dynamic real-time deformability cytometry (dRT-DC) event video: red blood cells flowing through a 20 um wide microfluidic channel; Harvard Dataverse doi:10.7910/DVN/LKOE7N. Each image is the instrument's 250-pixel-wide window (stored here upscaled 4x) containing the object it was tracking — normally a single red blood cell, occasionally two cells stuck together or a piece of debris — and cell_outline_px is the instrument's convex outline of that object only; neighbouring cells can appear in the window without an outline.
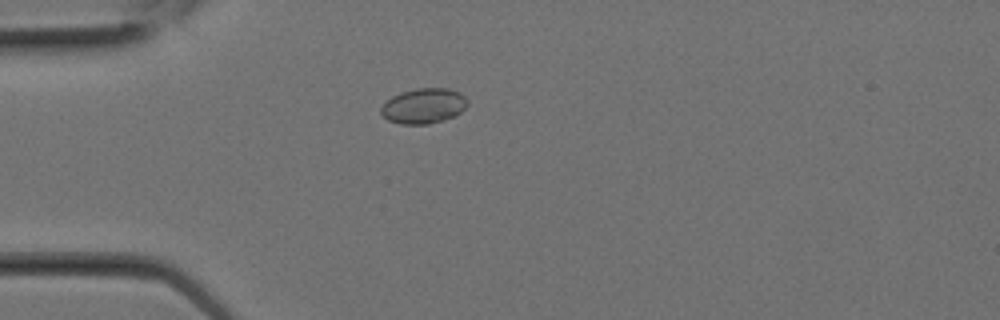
{"species": "Egyptian fruit bat (a non-hibernating species)", "species_latin": "Rousettus aegyptiacus", "temperature_condition": "room temperature", "stored_images_in_passage": 2, "camera_frame_rate_fps": 3000, "um_per_image_px": 0.085, "animal": {"sex": "female"}, "frame": {"image": 1, "passage_image": 2, "time_ms": 0.333, "image_size_px": [1000, 320], "cell_outline_px": [[468, 104], [460, 112], [452, 116], [428, 124], [400, 124], [388, 120], [380, 112], [380, 108], [392, 96], [400, 92], [416, 88], [448, 88], [460, 92], [468, 100]], "centroid_in_image_um": [36.0, 8.98], "position_along_channel_um": 49.0, "area_um2": 17.63}}